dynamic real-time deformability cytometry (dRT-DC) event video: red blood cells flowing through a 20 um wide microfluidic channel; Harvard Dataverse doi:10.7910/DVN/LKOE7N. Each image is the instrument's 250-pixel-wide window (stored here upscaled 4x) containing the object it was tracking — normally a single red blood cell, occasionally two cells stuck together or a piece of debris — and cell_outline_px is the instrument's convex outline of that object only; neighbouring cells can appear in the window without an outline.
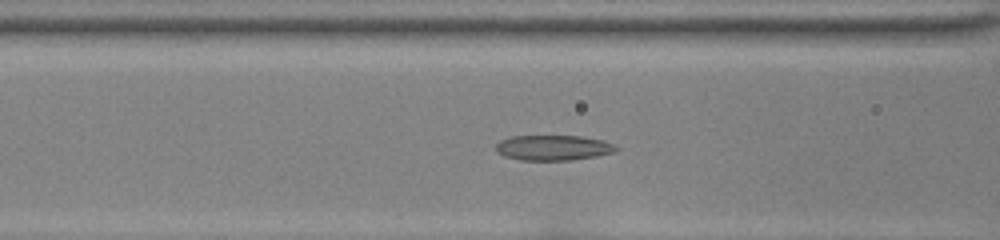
{"species": "common noctule bat (a hibernating species)", "species_latin": "Nyctalus noctula", "temperature_condition": "room temperature", "stored_images_in_passage": 39, "camera_frame_rate_fps": 3000, "um_per_image_px": 0.085, "animal": {"sex": "female", "body_mass_g": 22.0, "forearm_length_mm": 56.7}, "frame": {"image": 1, "passage_image": 11, "time_ms": 3.333, "image_size_px": [1000, 240], "cell_outline_px": [[620, 148], [616, 152], [596, 156], [572, 160], [520, 160], [504, 156], [496, 152], [496, 144], [500, 140], [508, 136], [580, 136], [604, 140], [616, 144]], "centroid_in_image_um": [47.05, 12.55], "position_along_channel_um": 119.5, "area_um2": 17.98}}
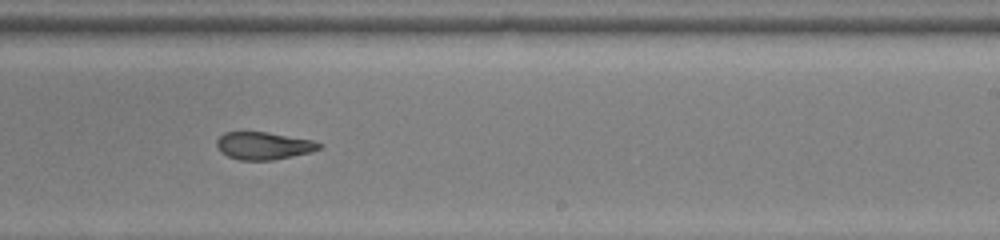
{"frame": {"image": 2, "passage_image": 22, "time_ms": 7.0, "image_size_px": [1000, 240], "cell_outline_px": [[324, 144], [320, 148], [312, 152], [272, 160], [240, 160], [228, 156], [220, 152], [216, 148], [216, 140], [224, 132], [268, 132], [312, 140]], "centroid_in_image_um": [22.39, 12.39], "position_along_channel_um": 266.6, "area_um2": 16.53}}
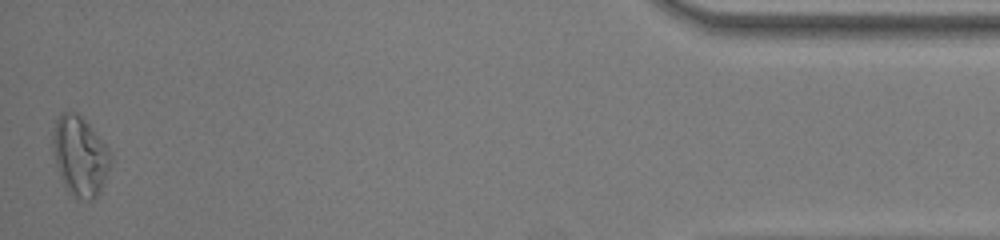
{"frame": {"image": 3, "passage_image": 39, "time_ms": 12.667, "image_size_px": [1000, 240], "cell_outline_px": [[112, 160], [100, 192], [92, 200], [76, 200], [68, 192], [64, 184], [56, 164], [52, 152], [52, 132], [56, 120], [60, 112], [76, 112], [88, 124], [108, 148]], "centroid_in_image_um": [6.77, 13.28], "position_along_channel_um": 428.4, "area_um2": 26.82}, "authors_computed_cell_mechanics": {"area_um2": 18.207, "velocity_mm_per_s": 4.0197, "shape_relaxation_time_tau1_ms": null, "shape_relaxation_time_tau2_ms": 1.8216, "deformation_change_tau1": null, "deformation_change_tau2": 0.0913}}